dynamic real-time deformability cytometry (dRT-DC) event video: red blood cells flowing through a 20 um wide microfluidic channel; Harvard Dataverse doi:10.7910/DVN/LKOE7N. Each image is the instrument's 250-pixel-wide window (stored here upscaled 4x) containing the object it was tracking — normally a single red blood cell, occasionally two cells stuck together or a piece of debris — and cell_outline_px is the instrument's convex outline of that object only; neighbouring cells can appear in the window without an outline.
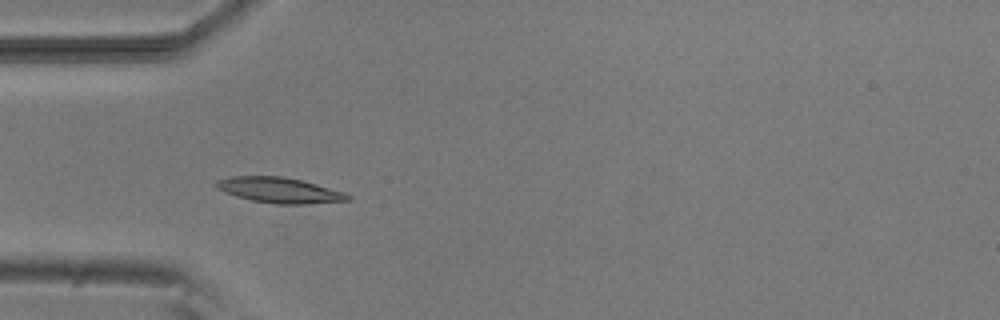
{"species": "common noctule bat (a hibernating species)", "species_latin": "Nyctalus noctula", "temperature_condition": "room temperature", "stored_images_in_passage": 8, "camera_frame_rate_fps": 3000, "um_per_image_px": 0.085, "animal": {"sex": "male", "body_mass_g": 20.5, "forearm_length_mm": 52.5}, "frame": {"image": 1, "passage_image": 3, "time_ms": 3.0, "image_size_px": [1000, 320], "cell_outline_px": [[352, 200], [304, 204], [276, 204], [252, 200], [236, 196], [224, 192], [216, 188], [216, 180], [232, 176], [280, 176], [300, 180], [316, 184], [344, 192], [352, 196]], "centroid_in_image_um": [23.76, 16.17], "position_along_channel_um": 61.2, "area_um2": 19.42}}
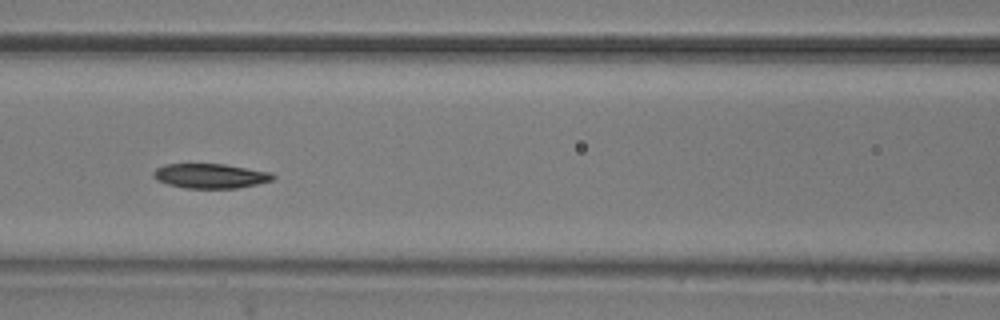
{"frame": {"image": 2, "passage_image": 5, "time_ms": 5.333, "image_size_px": [1000, 320], "cell_outline_px": [[276, 176], [272, 180], [256, 184], [236, 188], [184, 188], [168, 184], [156, 180], [152, 176], [152, 172], [156, 168], [164, 164], [224, 164], [272, 172]], "centroid_in_image_um": [17.86, 14.95], "position_along_channel_um": 148.7, "area_um2": 17.22}}
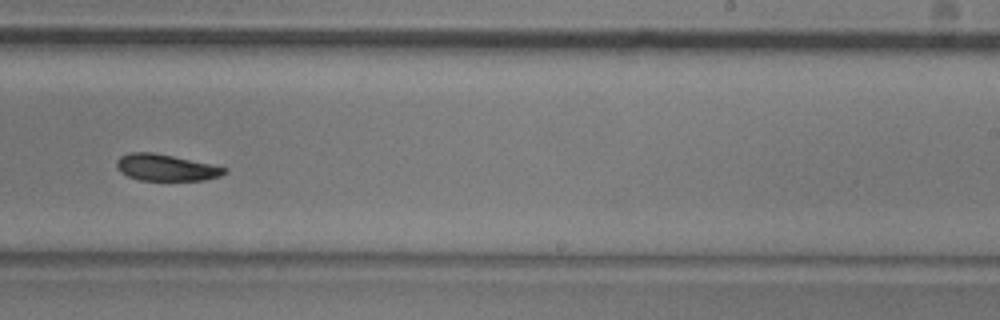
{"frame": {"image": 3, "passage_image": 8, "time_ms": 8.667, "image_size_px": [1000, 320], "cell_outline_px": [[228, 172], [220, 176], [204, 180], [140, 180], [128, 176], [120, 172], [116, 168], [116, 160], [120, 156], [132, 152], [152, 152], [172, 156], [228, 168]], "centroid_in_image_um": [14.08, 14.25], "position_along_channel_um": 274.9, "area_um2": 16.59}}